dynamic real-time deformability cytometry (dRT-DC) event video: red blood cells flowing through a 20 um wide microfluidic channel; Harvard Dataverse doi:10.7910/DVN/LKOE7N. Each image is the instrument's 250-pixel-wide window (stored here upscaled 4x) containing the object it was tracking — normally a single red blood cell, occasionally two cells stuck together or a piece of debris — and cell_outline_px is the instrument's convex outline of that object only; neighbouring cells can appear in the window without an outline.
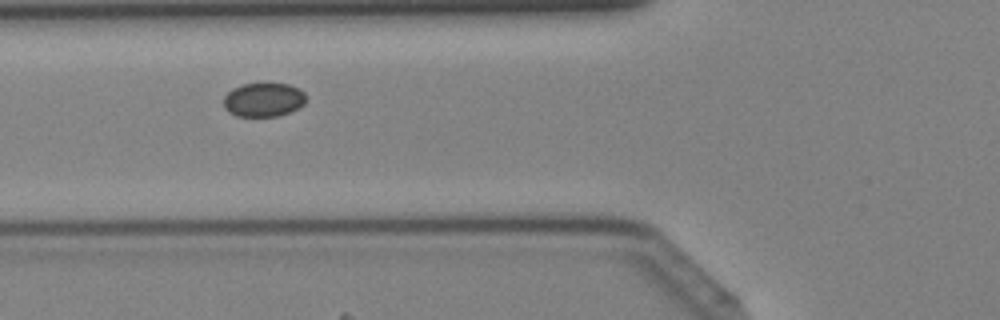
{"species": "Egyptian fruit bat (a non-hibernating species)", "species_latin": "Rousettus aegyptiacus", "temperature_condition": "cold", "stored_images_in_passage": 36, "camera_frame_rate_fps": 3000, "um_per_image_px": 0.085, "animal": {"sex": "female"}, "frame": {"image": 1, "passage_image": 10, "time_ms": 3.0, "image_size_px": [1000, 320], "cell_outline_px": [[308, 100], [300, 108], [276, 116], [236, 116], [228, 112], [224, 108], [224, 96], [232, 88], [244, 84], [288, 84], [300, 88], [308, 96]], "centroid_in_image_um": [22.44, 8.48], "position_along_channel_um": 103.4, "area_um2": 16.47}}
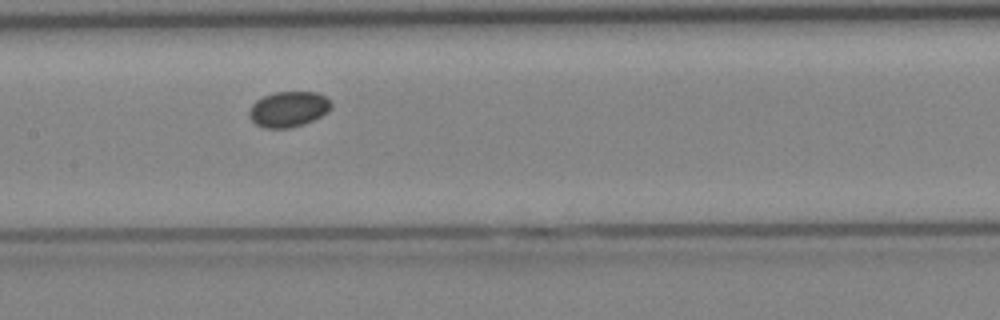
{"frame": {"image": 2, "passage_image": 15, "time_ms": 4.667, "image_size_px": [1000, 320], "cell_outline_px": [[332, 108], [328, 112], [304, 124], [288, 128], [264, 128], [256, 124], [252, 120], [248, 112], [252, 104], [256, 100], [264, 96], [276, 92], [316, 92], [332, 100]], "centroid_in_image_um": [24.54, 9.27], "position_along_channel_um": 182.9, "area_um2": 16.99}}
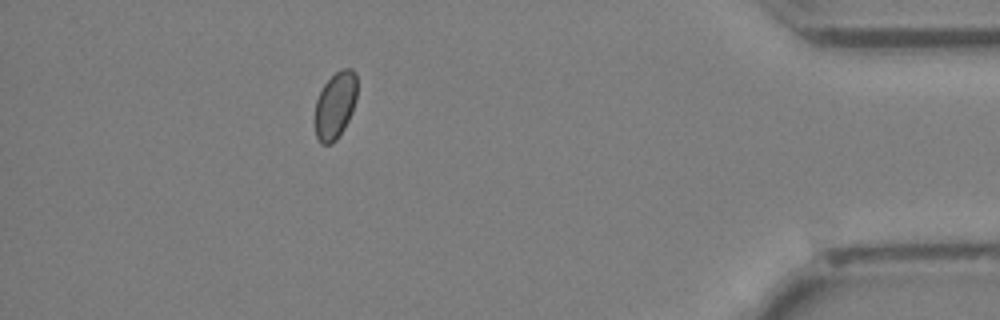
{"frame": {"image": 3, "passage_image": 32, "time_ms": 10.333, "image_size_px": [1000, 320], "cell_outline_px": [[356, 100], [352, 112], [344, 128], [336, 140], [332, 144], [320, 144], [316, 136], [316, 100], [324, 84], [340, 68], [352, 68], [356, 72]], "centroid_in_image_um": [28.51, 8.94], "position_along_channel_um": 406.7, "area_um2": 16.36}}